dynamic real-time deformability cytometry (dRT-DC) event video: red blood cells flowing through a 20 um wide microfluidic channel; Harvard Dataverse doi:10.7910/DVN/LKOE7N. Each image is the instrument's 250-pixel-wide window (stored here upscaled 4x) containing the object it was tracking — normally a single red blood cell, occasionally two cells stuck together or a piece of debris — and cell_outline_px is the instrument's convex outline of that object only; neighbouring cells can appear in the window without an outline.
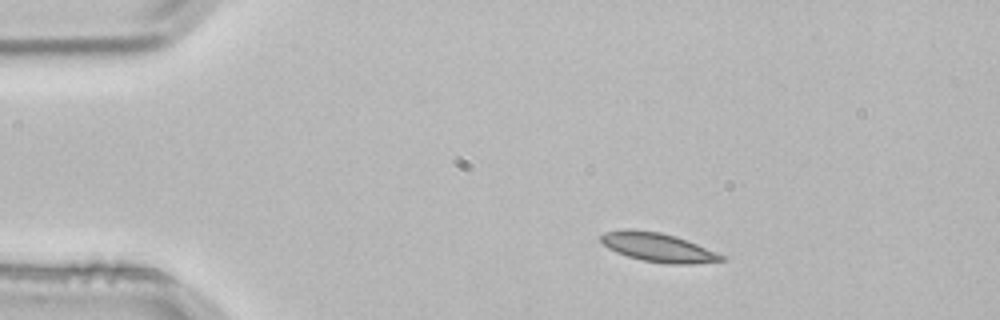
{"species": "common noctule bat (a hibernating species)", "species_latin": "Nyctalus noctula", "temperature_condition": "room temperature", "stored_images_in_passage": 2, "camera_frame_rate_fps": 3000, "um_per_image_px": 0.085, "animal": {"sex": "male", "body_mass_g": 21.5, "forearm_length_mm": 52.0}, "frame": {"image": 1, "passage_image": 1, "time_ms": 0.0, "image_size_px": [1000, 320], "cell_outline_px": [[724, 260], [692, 264], [668, 264], [644, 260], [628, 256], [616, 252], [608, 248], [600, 240], [600, 236], [604, 232], [624, 228], [632, 228], [660, 232], [676, 236], [716, 252], [724, 256]], "centroid_in_image_um": [55.88, 21.0], "position_along_channel_um": 29.1, "area_um2": 20.23}}